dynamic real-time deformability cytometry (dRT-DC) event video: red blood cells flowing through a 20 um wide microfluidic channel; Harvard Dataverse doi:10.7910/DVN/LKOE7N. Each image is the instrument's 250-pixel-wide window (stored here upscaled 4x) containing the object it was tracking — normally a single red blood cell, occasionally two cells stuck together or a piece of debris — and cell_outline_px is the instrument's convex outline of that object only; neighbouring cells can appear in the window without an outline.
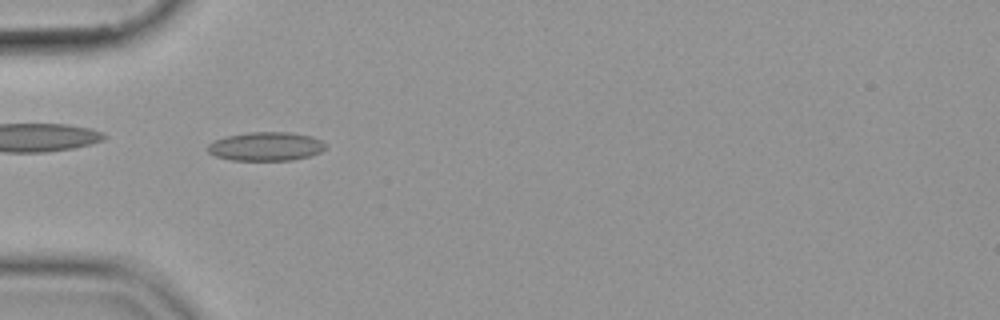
{"species": "common noctule bat (a hibernating species)", "species_latin": "Nyctalus noctula", "temperature_condition": "cold", "stored_images_in_passage": 54, "camera_frame_rate_fps": 3000, "um_per_image_px": 0.085, "animal": {"sex": "female", "body_mass_g": 19.9}, "frame": {"image": 1, "passage_image": 17, "time_ms": 5.333, "image_size_px": [1000, 320], "cell_outline_px": [[328, 148], [320, 152], [308, 156], [292, 160], [232, 160], [216, 156], [208, 152], [208, 144], [216, 140], [228, 136], [248, 132], [288, 132], [312, 136], [328, 144]], "centroid_in_image_um": [22.65, 12.44], "position_along_channel_um": 62.3, "area_um2": 19.71}}
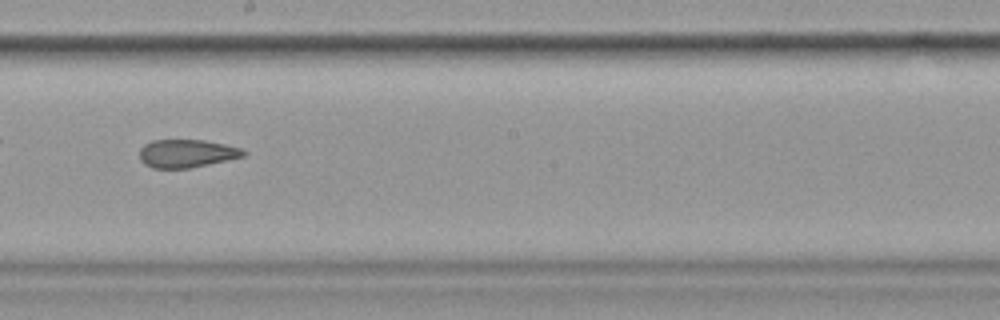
{"frame": {"image": 2, "passage_image": 31, "time_ms": 10.0, "image_size_px": [1000, 320], "cell_outline_px": [[248, 152], [244, 156], [228, 160], [188, 168], [152, 168], [144, 164], [140, 160], [140, 148], [144, 144], [152, 140], [204, 140], [224, 144], [240, 148]], "centroid_in_image_um": [15.85, 13.04], "position_along_channel_um": 232.3, "area_um2": 16.99}}
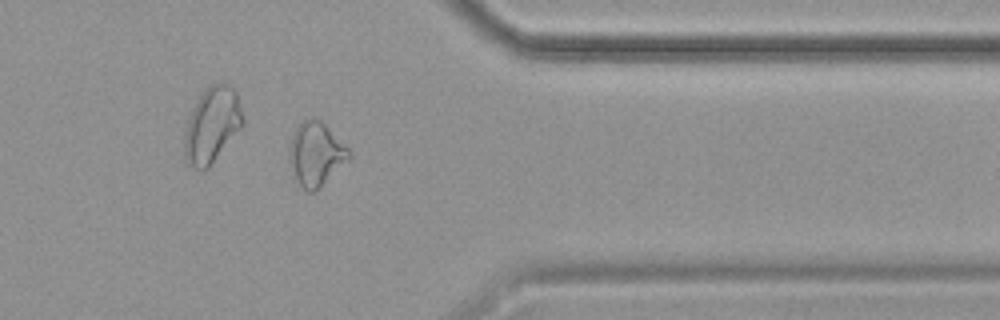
{"frame": {"image": 3, "passage_image": 44, "time_ms": 14.333, "image_size_px": [1000, 320], "cell_outline_px": [[352, 156], [316, 192], [308, 192], [300, 184], [288, 160], [288, 148], [292, 132], [304, 120], [312, 116], [316, 116], [352, 152]], "centroid_in_image_um": [26.84, 13.07], "position_along_channel_um": 384.6, "area_um2": 22.14}}